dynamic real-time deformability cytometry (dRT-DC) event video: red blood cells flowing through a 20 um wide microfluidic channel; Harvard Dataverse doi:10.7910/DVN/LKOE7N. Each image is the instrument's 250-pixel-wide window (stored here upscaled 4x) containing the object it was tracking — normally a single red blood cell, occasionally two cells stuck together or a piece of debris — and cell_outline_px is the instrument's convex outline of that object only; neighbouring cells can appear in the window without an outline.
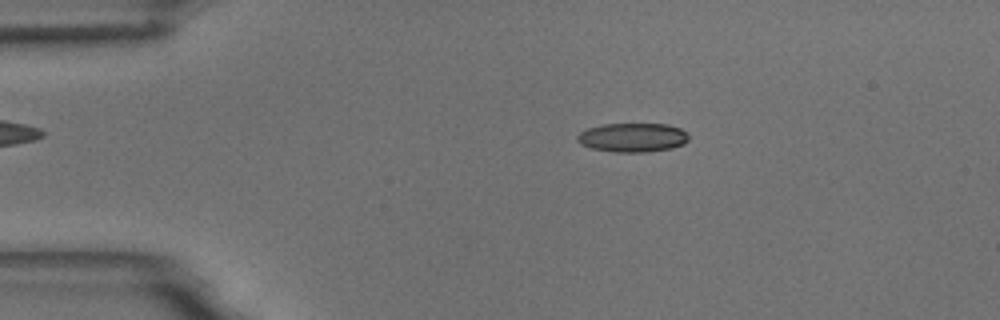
{"species": "common noctule bat (a hibernating species)", "species_latin": "Nyctalus noctula", "temperature_condition": "room temperature", "stored_images_in_passage": 55, "camera_frame_rate_fps": 3000, "um_per_image_px": 0.085, "animal": {"sex": "male", "body_mass_g": 18.8}, "frame": {"image": 1, "passage_image": 10, "time_ms": 3.0, "image_size_px": [1000, 320], "cell_outline_px": [[688, 140], [684, 144], [672, 148], [648, 152], [612, 152], [592, 148], [580, 144], [576, 140], [576, 136], [580, 132], [588, 128], [604, 124], [668, 124], [680, 128], [688, 136]], "centroid_in_image_um": [53.76, 11.69], "position_along_channel_um": 31.2, "area_um2": 18.9}}
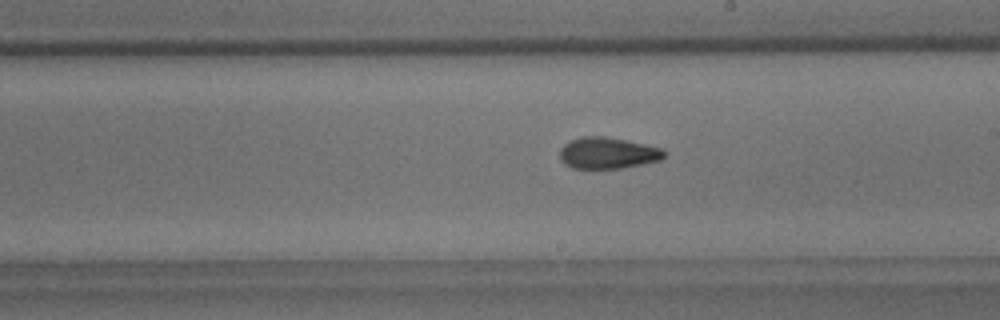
{"frame": {"image": 2, "passage_image": 31, "time_ms": 10.0, "image_size_px": [1000, 320], "cell_outline_px": [[668, 152], [660, 160], [620, 168], [572, 168], [564, 164], [560, 160], [560, 148], [564, 144], [580, 136], [604, 136], [664, 148]], "centroid_in_image_um": [51.65, 13.0], "position_along_channel_um": 237.4, "area_um2": 19.07}}
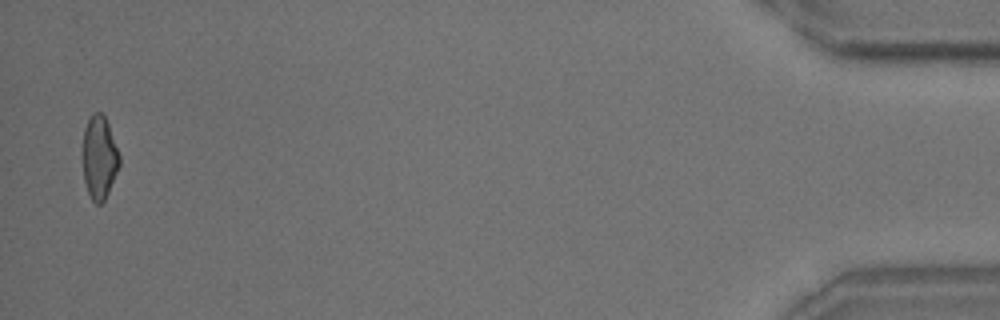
{"frame": {"image": 3, "passage_image": 54, "time_ms": 17.667, "image_size_px": [1000, 320], "cell_outline_px": [[120, 164], [108, 192], [104, 200], [100, 204], [96, 204], [92, 200], [88, 192], [84, 180], [80, 156], [84, 128], [88, 120], [96, 112], [100, 112], [104, 116], [108, 124], [120, 156]], "centroid_in_image_um": [8.4, 13.39], "position_along_channel_um": 426.8, "area_um2": 18.03}, "authors_computed_cell_mechanics": {"area_um2": 18.785, "velocity_mm_per_s": 3.6267, "shape_relaxation_time_tau1_ms": 7.6085, "shape_relaxation_time_tau2_ms": 2.3582, "deformation_change_tau1": 0.1908, "deformation_change_tau2": 0.0928}}